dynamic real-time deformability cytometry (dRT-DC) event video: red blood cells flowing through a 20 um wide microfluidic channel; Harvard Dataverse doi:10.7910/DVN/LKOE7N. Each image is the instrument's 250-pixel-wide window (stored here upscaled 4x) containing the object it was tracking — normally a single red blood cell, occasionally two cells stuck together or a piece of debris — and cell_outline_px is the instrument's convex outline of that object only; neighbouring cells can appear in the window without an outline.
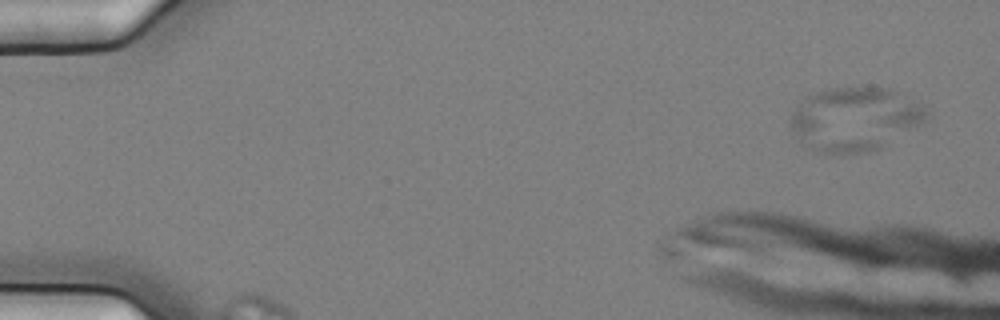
{"species": "common noctule bat (a hibernating species)", "species_latin": "Nyctalus noctula", "temperature_condition": "cold", "stored_images_in_passage": 8, "camera_frame_rate_fps": 3000, "um_per_image_px": 0.085, "animal": {"sex": "female", "body_mass_g": 25.1}, "frame": {"image": 1, "passage_image": 2, "time_ms": 0.333, "image_size_px": [1000, 320], "cell_outline_px": [[928, 116], [920, 124], [880, 148], [868, 152], [840, 156], [812, 152], [800, 140], [792, 128], [792, 112], [804, 96], [812, 92], [832, 88], [892, 88], [920, 100], [924, 104]], "centroid_in_image_um": [72.67, 10.13], "position_along_channel_um": 12.3, "area_um2": 51.21}}
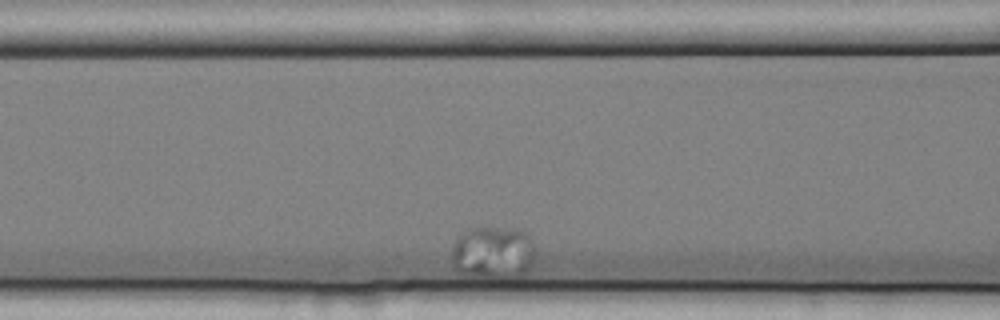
{"frame": {"image": 2, "passage_image": 5, "time_ms": 1.333, "image_size_px": [1000, 320], "cell_outline_px": [[536, 248], [532, 268], [528, 280], [480, 280], [460, 272], [452, 268], [452, 248], [456, 240], [468, 228], [500, 228], [528, 232], [536, 240]], "centroid_in_image_um": [42.03, 21.59], "position_along_channel_um": 124.6, "area_um2": 27.74}}
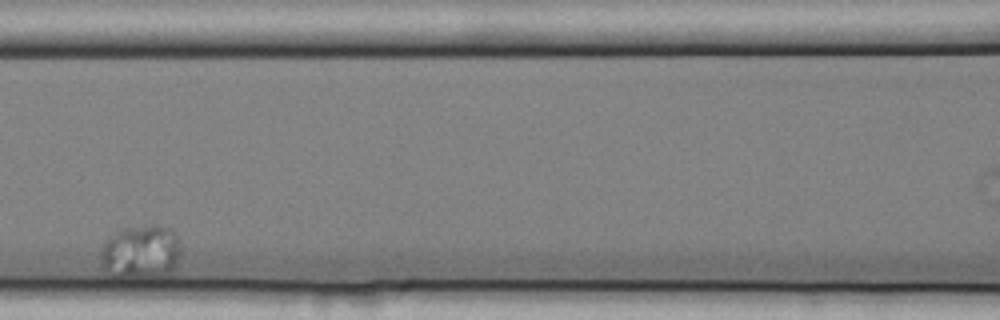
{"frame": {"image": 3, "passage_image": 6, "time_ms": 1.667, "image_size_px": [1000, 320], "cell_outline_px": [[180, 252], [176, 264], [172, 272], [168, 276], [136, 280], [112, 276], [104, 272], [104, 244], [120, 228], [152, 224], [160, 224], [172, 228], [176, 236], [180, 248]], "centroid_in_image_um": [12.04, 21.45], "position_along_channel_um": 154.6, "area_um2": 25.66}}